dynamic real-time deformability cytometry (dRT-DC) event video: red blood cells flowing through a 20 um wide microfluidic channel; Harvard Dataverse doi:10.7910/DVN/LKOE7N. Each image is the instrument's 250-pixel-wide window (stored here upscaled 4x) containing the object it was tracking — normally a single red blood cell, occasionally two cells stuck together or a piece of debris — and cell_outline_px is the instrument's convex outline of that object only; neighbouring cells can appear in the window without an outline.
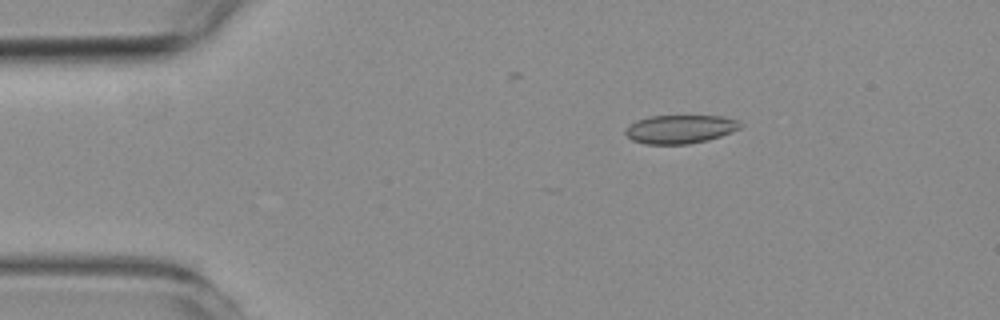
{"species": "common noctule bat (a hibernating species)", "species_latin": "Nyctalus noctula", "temperature_condition": "room temperature", "stored_images_in_passage": 22, "camera_frame_rate_fps": 3000, "um_per_image_px": 0.085, "animal": {"sex": "female", "body_mass_g": 19.3, "forearm_length_mm": 54.1}, "frame": {"image": 1, "passage_image": 1, "time_ms": 0.0, "image_size_px": [1000, 320], "cell_outline_px": [[744, 124], [740, 128], [732, 132], [708, 140], [688, 144], [648, 144], [632, 140], [624, 132], [624, 128], [636, 120], [648, 116], [724, 116], [736, 120]], "centroid_in_image_um": [57.81, 10.97], "position_along_channel_um": 27.2, "area_um2": 19.19}}
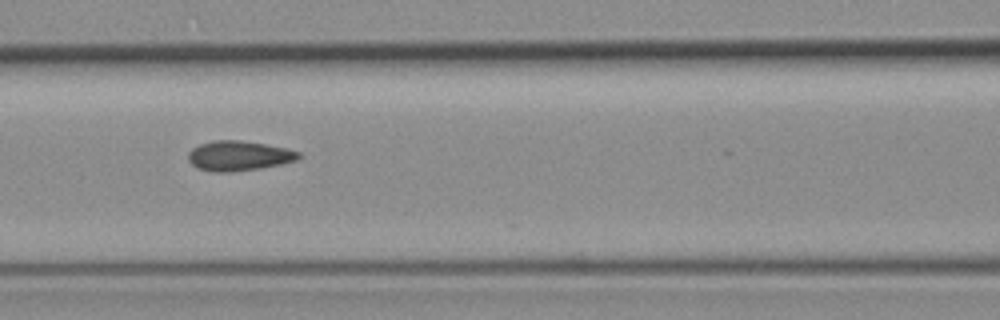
{"frame": {"image": 2, "passage_image": 15, "time_ms": 4.667, "image_size_px": [1000, 320], "cell_outline_px": [[304, 156], [296, 160], [280, 164], [260, 168], [228, 172], [212, 172], [200, 168], [192, 164], [188, 160], [188, 152], [192, 148], [200, 144], [212, 140], [240, 140], [288, 148], [300, 152]], "centroid_in_image_um": [20.31, 13.23], "position_along_channel_um": 146.3, "area_um2": 19.25}}
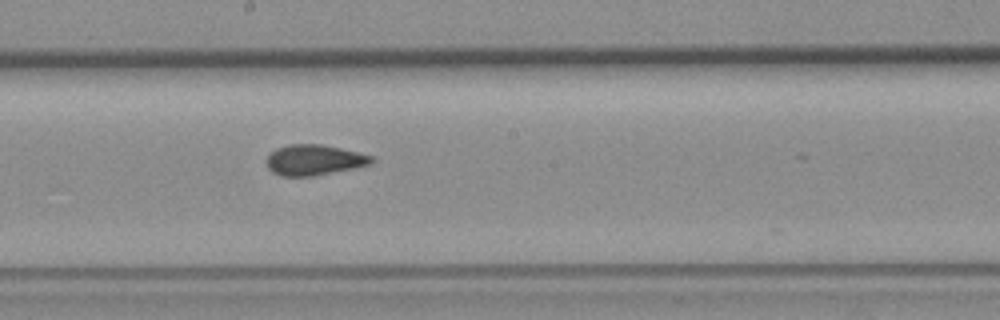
{"frame": {"image": 3, "passage_image": 21, "time_ms": 6.667, "image_size_px": [1000, 320], "cell_outline_px": [[372, 160], [368, 164], [352, 168], [312, 176], [280, 176], [272, 172], [268, 168], [264, 160], [276, 148], [288, 144], [320, 144], [340, 148], [372, 156]], "centroid_in_image_um": [26.6, 13.59], "position_along_channel_um": 221.6, "area_um2": 18.44}}